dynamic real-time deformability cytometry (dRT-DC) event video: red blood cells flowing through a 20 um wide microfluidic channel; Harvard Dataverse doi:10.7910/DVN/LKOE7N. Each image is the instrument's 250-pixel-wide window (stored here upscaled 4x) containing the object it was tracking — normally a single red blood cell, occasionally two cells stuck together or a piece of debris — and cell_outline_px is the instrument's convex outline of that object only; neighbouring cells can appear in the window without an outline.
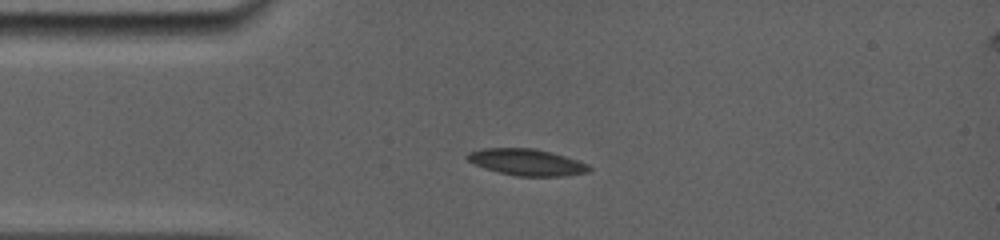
{"species": "common noctule bat (a hibernating species)", "species_latin": "Nyctalus noctula", "temperature_condition": "room temperature", "stored_images_in_passage": 5, "camera_frame_rate_fps": 5000, "um_per_image_px": 0.085, "animal": {"sex": "female", "body_mass_g": 19.0, "forearm_length_mm": 56.7}, "frame": {"image": 1, "passage_image": 3, "time_ms": 1.6, "image_size_px": [1000, 240], "cell_outline_px": [[592, 168], [588, 172], [564, 176], [516, 176], [500, 172], [476, 164], [468, 160], [464, 156], [468, 152], [480, 148], [536, 148], [552, 152], [588, 164]], "centroid_in_image_um": [44.78, 13.77], "position_along_channel_um": 40.2, "area_um2": 18.73}}
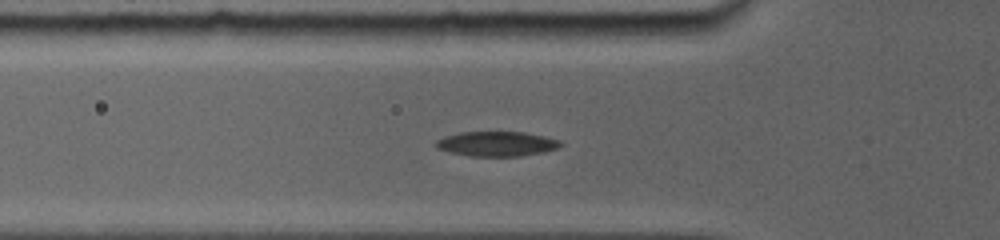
{"frame": {"image": 2, "passage_image": 5, "time_ms": 3.2, "image_size_px": [1000, 240], "cell_outline_px": [[564, 144], [560, 148], [544, 152], [520, 156], [468, 156], [436, 148], [436, 140], [444, 136], [460, 132], [524, 132], [544, 136], [560, 140]], "centroid_in_image_um": [42.26, 12.22], "position_along_channel_um": 83.5, "area_um2": 18.09}}